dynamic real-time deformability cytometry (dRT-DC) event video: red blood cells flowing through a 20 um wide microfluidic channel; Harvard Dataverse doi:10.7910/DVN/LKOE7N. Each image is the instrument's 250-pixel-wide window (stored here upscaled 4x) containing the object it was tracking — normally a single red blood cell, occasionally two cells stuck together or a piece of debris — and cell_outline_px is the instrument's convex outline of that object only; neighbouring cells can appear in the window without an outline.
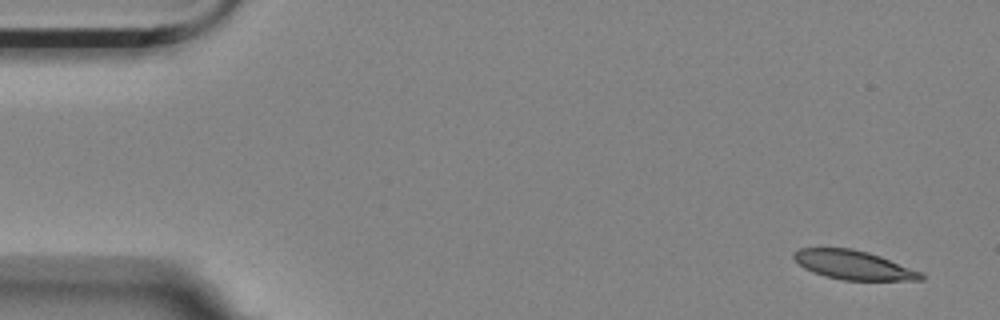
{"species": "Egyptian fruit bat (a non-hibernating species)", "species_latin": "Rousettus aegyptiacus", "temperature_condition": "room temperature", "stored_images_in_passage": 8, "camera_frame_rate_fps": 3000, "um_per_image_px": 0.085, "animal": {"sex": "female"}, "frame": {"image": 1, "passage_image": 1, "time_ms": 0.0, "image_size_px": [1000, 320], "cell_outline_px": [[924, 280], [844, 280], [824, 276], [812, 272], [804, 268], [792, 256], [792, 252], [800, 248], [852, 248], [868, 252], [880, 256], [924, 272]], "centroid_in_image_um": [72.57, 22.52], "position_along_channel_um": 12.4, "area_um2": 21.62}}
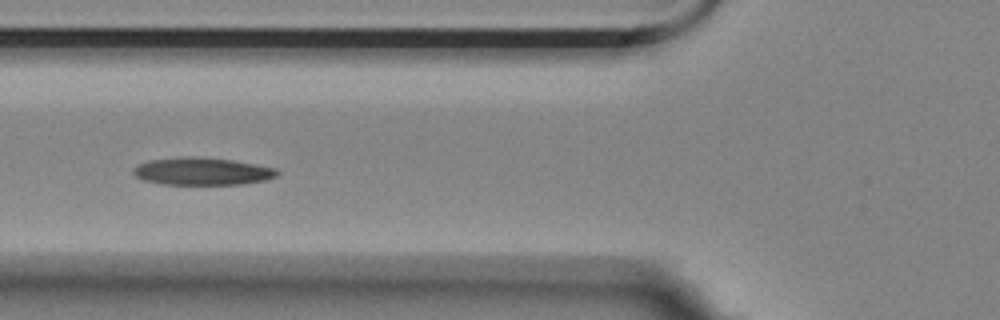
{"frame": {"image": 2, "passage_image": 6, "time_ms": 1.667, "image_size_px": [1000, 320], "cell_outline_px": [[280, 172], [276, 176], [264, 180], [240, 184], [160, 184], [144, 180], [136, 176], [132, 172], [132, 168], [148, 160], [232, 160], [276, 168]], "centroid_in_image_um": [17.22, 14.62], "position_along_channel_um": 108.6, "area_um2": 21.62}}
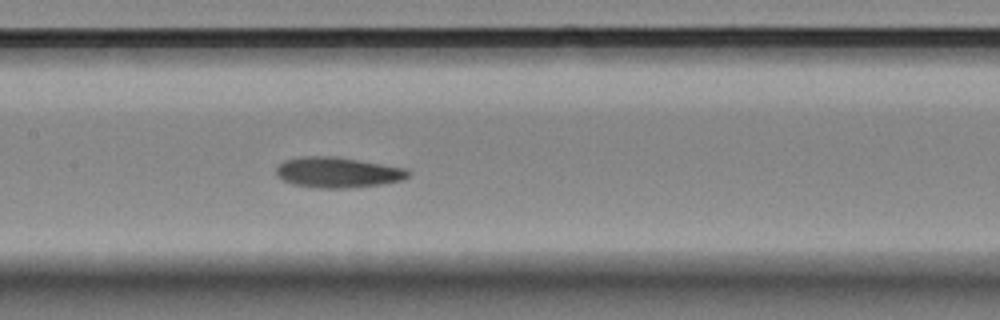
{"frame": {"image": 3, "passage_image": 8, "time_ms": 2.333, "image_size_px": [1000, 320], "cell_outline_px": [[412, 172], [408, 176], [400, 180], [384, 184], [348, 188], [316, 188], [292, 184], [276, 176], [276, 168], [284, 160], [304, 156], [332, 156], [408, 168]], "centroid_in_image_um": [28.71, 14.66], "position_along_channel_um": 178.7, "area_um2": 23.52}}